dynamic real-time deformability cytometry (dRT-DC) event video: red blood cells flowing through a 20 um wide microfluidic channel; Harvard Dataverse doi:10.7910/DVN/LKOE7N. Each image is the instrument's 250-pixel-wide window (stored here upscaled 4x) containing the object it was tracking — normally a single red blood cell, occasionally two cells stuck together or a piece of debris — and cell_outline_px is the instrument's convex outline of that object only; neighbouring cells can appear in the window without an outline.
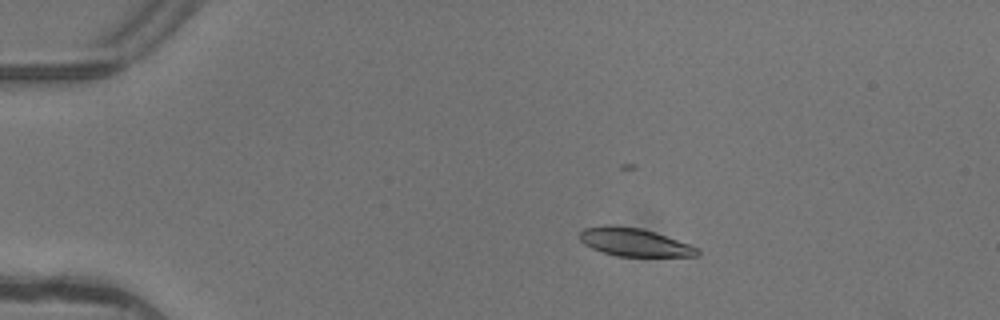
{"species": "common noctule bat (a hibernating species)", "species_latin": "Nyctalus noctula", "temperature_condition": "warm", "stored_images_in_passage": 5, "camera_frame_rate_fps": 3000, "um_per_image_px": 0.085, "animal": {"sex": "female"}, "frame": {"image": 1, "passage_image": 4, "time_ms": 1.0, "image_size_px": [1000, 320], "cell_outline_px": [[700, 252], [696, 256], [620, 256], [604, 252], [592, 248], [584, 244], [580, 240], [580, 232], [584, 228], [608, 224], [640, 228], [656, 232], [700, 248]], "centroid_in_image_um": [53.93, 20.57], "position_along_channel_um": 31.1, "area_um2": 19.19}}